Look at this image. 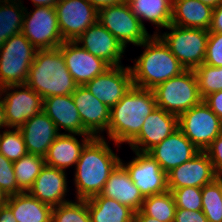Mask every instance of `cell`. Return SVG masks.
Listing matches in <instances>:
<instances>
[{
    "label": "cell",
    "mask_w": 222,
    "mask_h": 222,
    "mask_svg": "<svg viewBox=\"0 0 222 222\" xmlns=\"http://www.w3.org/2000/svg\"><path fill=\"white\" fill-rule=\"evenodd\" d=\"M210 158L217 177H222V133L204 151Z\"/></svg>",
    "instance_id": "obj_40"
},
{
    "label": "cell",
    "mask_w": 222,
    "mask_h": 222,
    "mask_svg": "<svg viewBox=\"0 0 222 222\" xmlns=\"http://www.w3.org/2000/svg\"><path fill=\"white\" fill-rule=\"evenodd\" d=\"M120 160L103 136L93 137L83 148L75 166L76 199L86 200L99 195Z\"/></svg>",
    "instance_id": "obj_1"
},
{
    "label": "cell",
    "mask_w": 222,
    "mask_h": 222,
    "mask_svg": "<svg viewBox=\"0 0 222 222\" xmlns=\"http://www.w3.org/2000/svg\"><path fill=\"white\" fill-rule=\"evenodd\" d=\"M193 70L202 99L213 92L222 90V67H213L203 63Z\"/></svg>",
    "instance_id": "obj_35"
},
{
    "label": "cell",
    "mask_w": 222,
    "mask_h": 222,
    "mask_svg": "<svg viewBox=\"0 0 222 222\" xmlns=\"http://www.w3.org/2000/svg\"><path fill=\"white\" fill-rule=\"evenodd\" d=\"M0 154L14 162L28 154L22 133L19 129L4 130L0 133Z\"/></svg>",
    "instance_id": "obj_36"
},
{
    "label": "cell",
    "mask_w": 222,
    "mask_h": 222,
    "mask_svg": "<svg viewBox=\"0 0 222 222\" xmlns=\"http://www.w3.org/2000/svg\"><path fill=\"white\" fill-rule=\"evenodd\" d=\"M36 51L22 33L5 41L0 48V88L26 83Z\"/></svg>",
    "instance_id": "obj_7"
},
{
    "label": "cell",
    "mask_w": 222,
    "mask_h": 222,
    "mask_svg": "<svg viewBox=\"0 0 222 222\" xmlns=\"http://www.w3.org/2000/svg\"><path fill=\"white\" fill-rule=\"evenodd\" d=\"M100 195L112 198L135 212L141 210L145 199L121 163L109 175Z\"/></svg>",
    "instance_id": "obj_24"
},
{
    "label": "cell",
    "mask_w": 222,
    "mask_h": 222,
    "mask_svg": "<svg viewBox=\"0 0 222 222\" xmlns=\"http://www.w3.org/2000/svg\"><path fill=\"white\" fill-rule=\"evenodd\" d=\"M22 34L36 49L58 48L64 42L55 7L38 6L29 13L25 8Z\"/></svg>",
    "instance_id": "obj_10"
},
{
    "label": "cell",
    "mask_w": 222,
    "mask_h": 222,
    "mask_svg": "<svg viewBox=\"0 0 222 222\" xmlns=\"http://www.w3.org/2000/svg\"><path fill=\"white\" fill-rule=\"evenodd\" d=\"M55 9L64 41H75L98 19V10L87 0H59Z\"/></svg>",
    "instance_id": "obj_12"
},
{
    "label": "cell",
    "mask_w": 222,
    "mask_h": 222,
    "mask_svg": "<svg viewBox=\"0 0 222 222\" xmlns=\"http://www.w3.org/2000/svg\"><path fill=\"white\" fill-rule=\"evenodd\" d=\"M19 130L28 154L45 157L50 145L61 134L55 123L42 110L28 119Z\"/></svg>",
    "instance_id": "obj_21"
},
{
    "label": "cell",
    "mask_w": 222,
    "mask_h": 222,
    "mask_svg": "<svg viewBox=\"0 0 222 222\" xmlns=\"http://www.w3.org/2000/svg\"><path fill=\"white\" fill-rule=\"evenodd\" d=\"M75 136L76 134H60L50 145L44 157L46 165L61 170L76 165L83 148L93 136L84 135L82 144Z\"/></svg>",
    "instance_id": "obj_25"
},
{
    "label": "cell",
    "mask_w": 222,
    "mask_h": 222,
    "mask_svg": "<svg viewBox=\"0 0 222 222\" xmlns=\"http://www.w3.org/2000/svg\"><path fill=\"white\" fill-rule=\"evenodd\" d=\"M152 90L157 107L177 116L203 100L199 94L193 69H186L178 76L168 79Z\"/></svg>",
    "instance_id": "obj_5"
},
{
    "label": "cell",
    "mask_w": 222,
    "mask_h": 222,
    "mask_svg": "<svg viewBox=\"0 0 222 222\" xmlns=\"http://www.w3.org/2000/svg\"><path fill=\"white\" fill-rule=\"evenodd\" d=\"M82 48L104 60L109 66H120L125 48L99 22L91 25L76 40Z\"/></svg>",
    "instance_id": "obj_18"
},
{
    "label": "cell",
    "mask_w": 222,
    "mask_h": 222,
    "mask_svg": "<svg viewBox=\"0 0 222 222\" xmlns=\"http://www.w3.org/2000/svg\"><path fill=\"white\" fill-rule=\"evenodd\" d=\"M178 128V116L156 107L146 117L139 134L129 143L133 151L148 153Z\"/></svg>",
    "instance_id": "obj_15"
},
{
    "label": "cell",
    "mask_w": 222,
    "mask_h": 222,
    "mask_svg": "<svg viewBox=\"0 0 222 222\" xmlns=\"http://www.w3.org/2000/svg\"><path fill=\"white\" fill-rule=\"evenodd\" d=\"M170 33L158 35L185 69H195L205 61L209 30L170 24Z\"/></svg>",
    "instance_id": "obj_6"
},
{
    "label": "cell",
    "mask_w": 222,
    "mask_h": 222,
    "mask_svg": "<svg viewBox=\"0 0 222 222\" xmlns=\"http://www.w3.org/2000/svg\"><path fill=\"white\" fill-rule=\"evenodd\" d=\"M136 157L129 163H120L125 167L130 179L140 190L144 198L168 191L167 173L148 153L134 151Z\"/></svg>",
    "instance_id": "obj_13"
},
{
    "label": "cell",
    "mask_w": 222,
    "mask_h": 222,
    "mask_svg": "<svg viewBox=\"0 0 222 222\" xmlns=\"http://www.w3.org/2000/svg\"><path fill=\"white\" fill-rule=\"evenodd\" d=\"M59 48L65 65L78 86H84L110 67L104 60L86 51L75 41H64Z\"/></svg>",
    "instance_id": "obj_16"
},
{
    "label": "cell",
    "mask_w": 222,
    "mask_h": 222,
    "mask_svg": "<svg viewBox=\"0 0 222 222\" xmlns=\"http://www.w3.org/2000/svg\"><path fill=\"white\" fill-rule=\"evenodd\" d=\"M134 222H161L156 218L143 214L141 211H137L134 214Z\"/></svg>",
    "instance_id": "obj_46"
},
{
    "label": "cell",
    "mask_w": 222,
    "mask_h": 222,
    "mask_svg": "<svg viewBox=\"0 0 222 222\" xmlns=\"http://www.w3.org/2000/svg\"><path fill=\"white\" fill-rule=\"evenodd\" d=\"M35 7L38 6H47V7H55L59 0H31Z\"/></svg>",
    "instance_id": "obj_47"
},
{
    "label": "cell",
    "mask_w": 222,
    "mask_h": 222,
    "mask_svg": "<svg viewBox=\"0 0 222 222\" xmlns=\"http://www.w3.org/2000/svg\"><path fill=\"white\" fill-rule=\"evenodd\" d=\"M0 187L8 196L22 192L17 186L13 162L3 154H0Z\"/></svg>",
    "instance_id": "obj_38"
},
{
    "label": "cell",
    "mask_w": 222,
    "mask_h": 222,
    "mask_svg": "<svg viewBox=\"0 0 222 222\" xmlns=\"http://www.w3.org/2000/svg\"><path fill=\"white\" fill-rule=\"evenodd\" d=\"M0 222H17L7 205L0 208Z\"/></svg>",
    "instance_id": "obj_45"
},
{
    "label": "cell",
    "mask_w": 222,
    "mask_h": 222,
    "mask_svg": "<svg viewBox=\"0 0 222 222\" xmlns=\"http://www.w3.org/2000/svg\"><path fill=\"white\" fill-rule=\"evenodd\" d=\"M1 92H0V128L7 127L6 121H5V112H4V105H3V99Z\"/></svg>",
    "instance_id": "obj_48"
},
{
    "label": "cell",
    "mask_w": 222,
    "mask_h": 222,
    "mask_svg": "<svg viewBox=\"0 0 222 222\" xmlns=\"http://www.w3.org/2000/svg\"><path fill=\"white\" fill-rule=\"evenodd\" d=\"M8 197L9 196L0 187V208L6 205V203L8 201Z\"/></svg>",
    "instance_id": "obj_49"
},
{
    "label": "cell",
    "mask_w": 222,
    "mask_h": 222,
    "mask_svg": "<svg viewBox=\"0 0 222 222\" xmlns=\"http://www.w3.org/2000/svg\"><path fill=\"white\" fill-rule=\"evenodd\" d=\"M203 101L222 120V90L209 94Z\"/></svg>",
    "instance_id": "obj_42"
},
{
    "label": "cell",
    "mask_w": 222,
    "mask_h": 222,
    "mask_svg": "<svg viewBox=\"0 0 222 222\" xmlns=\"http://www.w3.org/2000/svg\"><path fill=\"white\" fill-rule=\"evenodd\" d=\"M178 128L199 151H205L222 133V120L202 100L178 116Z\"/></svg>",
    "instance_id": "obj_8"
},
{
    "label": "cell",
    "mask_w": 222,
    "mask_h": 222,
    "mask_svg": "<svg viewBox=\"0 0 222 222\" xmlns=\"http://www.w3.org/2000/svg\"><path fill=\"white\" fill-rule=\"evenodd\" d=\"M127 3L144 27L143 19L156 25V29L171 24L173 0H127Z\"/></svg>",
    "instance_id": "obj_29"
},
{
    "label": "cell",
    "mask_w": 222,
    "mask_h": 222,
    "mask_svg": "<svg viewBox=\"0 0 222 222\" xmlns=\"http://www.w3.org/2000/svg\"><path fill=\"white\" fill-rule=\"evenodd\" d=\"M202 212L208 222H222V177L202 187Z\"/></svg>",
    "instance_id": "obj_33"
},
{
    "label": "cell",
    "mask_w": 222,
    "mask_h": 222,
    "mask_svg": "<svg viewBox=\"0 0 222 222\" xmlns=\"http://www.w3.org/2000/svg\"><path fill=\"white\" fill-rule=\"evenodd\" d=\"M76 202L69 200L53 207L51 222H91L87 200L77 199Z\"/></svg>",
    "instance_id": "obj_34"
},
{
    "label": "cell",
    "mask_w": 222,
    "mask_h": 222,
    "mask_svg": "<svg viewBox=\"0 0 222 222\" xmlns=\"http://www.w3.org/2000/svg\"><path fill=\"white\" fill-rule=\"evenodd\" d=\"M199 1L211 6L212 8L217 7L222 2V0H199Z\"/></svg>",
    "instance_id": "obj_50"
},
{
    "label": "cell",
    "mask_w": 222,
    "mask_h": 222,
    "mask_svg": "<svg viewBox=\"0 0 222 222\" xmlns=\"http://www.w3.org/2000/svg\"><path fill=\"white\" fill-rule=\"evenodd\" d=\"M97 22L104 26L124 48L129 42L138 46L152 36L133 14L127 2L101 8L98 10Z\"/></svg>",
    "instance_id": "obj_9"
},
{
    "label": "cell",
    "mask_w": 222,
    "mask_h": 222,
    "mask_svg": "<svg viewBox=\"0 0 222 222\" xmlns=\"http://www.w3.org/2000/svg\"><path fill=\"white\" fill-rule=\"evenodd\" d=\"M6 205L17 222H51L53 207L45 204L28 192L10 195Z\"/></svg>",
    "instance_id": "obj_27"
},
{
    "label": "cell",
    "mask_w": 222,
    "mask_h": 222,
    "mask_svg": "<svg viewBox=\"0 0 222 222\" xmlns=\"http://www.w3.org/2000/svg\"><path fill=\"white\" fill-rule=\"evenodd\" d=\"M174 222H208L202 211L176 209Z\"/></svg>",
    "instance_id": "obj_41"
},
{
    "label": "cell",
    "mask_w": 222,
    "mask_h": 222,
    "mask_svg": "<svg viewBox=\"0 0 222 222\" xmlns=\"http://www.w3.org/2000/svg\"><path fill=\"white\" fill-rule=\"evenodd\" d=\"M0 92L5 95L2 99L8 128L19 129L28 119L42 111V97L26 84L4 86Z\"/></svg>",
    "instance_id": "obj_11"
},
{
    "label": "cell",
    "mask_w": 222,
    "mask_h": 222,
    "mask_svg": "<svg viewBox=\"0 0 222 222\" xmlns=\"http://www.w3.org/2000/svg\"><path fill=\"white\" fill-rule=\"evenodd\" d=\"M157 107L152 89L132 86L110 111L108 137L116 145L129 144L141 131L146 117Z\"/></svg>",
    "instance_id": "obj_2"
},
{
    "label": "cell",
    "mask_w": 222,
    "mask_h": 222,
    "mask_svg": "<svg viewBox=\"0 0 222 222\" xmlns=\"http://www.w3.org/2000/svg\"><path fill=\"white\" fill-rule=\"evenodd\" d=\"M45 164L44 157L33 154L13 162L17 186L22 192L29 191Z\"/></svg>",
    "instance_id": "obj_32"
},
{
    "label": "cell",
    "mask_w": 222,
    "mask_h": 222,
    "mask_svg": "<svg viewBox=\"0 0 222 222\" xmlns=\"http://www.w3.org/2000/svg\"><path fill=\"white\" fill-rule=\"evenodd\" d=\"M156 33L138 45L145 49L137 61L135 60L134 66L130 67L133 86L154 89L186 70Z\"/></svg>",
    "instance_id": "obj_3"
},
{
    "label": "cell",
    "mask_w": 222,
    "mask_h": 222,
    "mask_svg": "<svg viewBox=\"0 0 222 222\" xmlns=\"http://www.w3.org/2000/svg\"><path fill=\"white\" fill-rule=\"evenodd\" d=\"M209 32L222 33V2L217 7L213 8Z\"/></svg>",
    "instance_id": "obj_43"
},
{
    "label": "cell",
    "mask_w": 222,
    "mask_h": 222,
    "mask_svg": "<svg viewBox=\"0 0 222 222\" xmlns=\"http://www.w3.org/2000/svg\"><path fill=\"white\" fill-rule=\"evenodd\" d=\"M217 178L212 162L204 151L167 173L168 189L199 187Z\"/></svg>",
    "instance_id": "obj_17"
},
{
    "label": "cell",
    "mask_w": 222,
    "mask_h": 222,
    "mask_svg": "<svg viewBox=\"0 0 222 222\" xmlns=\"http://www.w3.org/2000/svg\"><path fill=\"white\" fill-rule=\"evenodd\" d=\"M168 190L173 194L177 209L202 211V188L182 187Z\"/></svg>",
    "instance_id": "obj_37"
},
{
    "label": "cell",
    "mask_w": 222,
    "mask_h": 222,
    "mask_svg": "<svg viewBox=\"0 0 222 222\" xmlns=\"http://www.w3.org/2000/svg\"><path fill=\"white\" fill-rule=\"evenodd\" d=\"M25 84L42 99L70 95L78 86L65 65L59 47L37 49Z\"/></svg>",
    "instance_id": "obj_4"
},
{
    "label": "cell",
    "mask_w": 222,
    "mask_h": 222,
    "mask_svg": "<svg viewBox=\"0 0 222 222\" xmlns=\"http://www.w3.org/2000/svg\"><path fill=\"white\" fill-rule=\"evenodd\" d=\"M84 86L111 109L133 86L132 72L130 67L124 68L123 65L110 66Z\"/></svg>",
    "instance_id": "obj_14"
},
{
    "label": "cell",
    "mask_w": 222,
    "mask_h": 222,
    "mask_svg": "<svg viewBox=\"0 0 222 222\" xmlns=\"http://www.w3.org/2000/svg\"><path fill=\"white\" fill-rule=\"evenodd\" d=\"M96 10L108 6H115L127 2V0H87Z\"/></svg>",
    "instance_id": "obj_44"
},
{
    "label": "cell",
    "mask_w": 222,
    "mask_h": 222,
    "mask_svg": "<svg viewBox=\"0 0 222 222\" xmlns=\"http://www.w3.org/2000/svg\"><path fill=\"white\" fill-rule=\"evenodd\" d=\"M213 8L199 0H173L171 24L209 30Z\"/></svg>",
    "instance_id": "obj_26"
},
{
    "label": "cell",
    "mask_w": 222,
    "mask_h": 222,
    "mask_svg": "<svg viewBox=\"0 0 222 222\" xmlns=\"http://www.w3.org/2000/svg\"><path fill=\"white\" fill-rule=\"evenodd\" d=\"M204 64L222 67V33L209 32Z\"/></svg>",
    "instance_id": "obj_39"
},
{
    "label": "cell",
    "mask_w": 222,
    "mask_h": 222,
    "mask_svg": "<svg viewBox=\"0 0 222 222\" xmlns=\"http://www.w3.org/2000/svg\"><path fill=\"white\" fill-rule=\"evenodd\" d=\"M200 151L187 139L184 133L177 129L161 143L153 147L148 154L152 156L168 173L186 161L191 160Z\"/></svg>",
    "instance_id": "obj_19"
},
{
    "label": "cell",
    "mask_w": 222,
    "mask_h": 222,
    "mask_svg": "<svg viewBox=\"0 0 222 222\" xmlns=\"http://www.w3.org/2000/svg\"><path fill=\"white\" fill-rule=\"evenodd\" d=\"M24 11L21 0H0V48L11 36L22 33Z\"/></svg>",
    "instance_id": "obj_30"
},
{
    "label": "cell",
    "mask_w": 222,
    "mask_h": 222,
    "mask_svg": "<svg viewBox=\"0 0 222 222\" xmlns=\"http://www.w3.org/2000/svg\"><path fill=\"white\" fill-rule=\"evenodd\" d=\"M65 170L45 164L28 193L52 207L68 202L64 197L67 190Z\"/></svg>",
    "instance_id": "obj_23"
},
{
    "label": "cell",
    "mask_w": 222,
    "mask_h": 222,
    "mask_svg": "<svg viewBox=\"0 0 222 222\" xmlns=\"http://www.w3.org/2000/svg\"><path fill=\"white\" fill-rule=\"evenodd\" d=\"M71 95L84 128L93 137H101V132H107L111 109L93 96L85 86H77Z\"/></svg>",
    "instance_id": "obj_20"
},
{
    "label": "cell",
    "mask_w": 222,
    "mask_h": 222,
    "mask_svg": "<svg viewBox=\"0 0 222 222\" xmlns=\"http://www.w3.org/2000/svg\"><path fill=\"white\" fill-rule=\"evenodd\" d=\"M86 200L91 222H134L135 211L112 198L99 194Z\"/></svg>",
    "instance_id": "obj_28"
},
{
    "label": "cell",
    "mask_w": 222,
    "mask_h": 222,
    "mask_svg": "<svg viewBox=\"0 0 222 222\" xmlns=\"http://www.w3.org/2000/svg\"><path fill=\"white\" fill-rule=\"evenodd\" d=\"M42 110L55 123L58 131L61 127L68 133L77 136L91 135L81 122L79 111L71 94L43 99Z\"/></svg>",
    "instance_id": "obj_22"
},
{
    "label": "cell",
    "mask_w": 222,
    "mask_h": 222,
    "mask_svg": "<svg viewBox=\"0 0 222 222\" xmlns=\"http://www.w3.org/2000/svg\"><path fill=\"white\" fill-rule=\"evenodd\" d=\"M176 205L171 191L146 197L141 212L161 222H174Z\"/></svg>",
    "instance_id": "obj_31"
}]
</instances>
